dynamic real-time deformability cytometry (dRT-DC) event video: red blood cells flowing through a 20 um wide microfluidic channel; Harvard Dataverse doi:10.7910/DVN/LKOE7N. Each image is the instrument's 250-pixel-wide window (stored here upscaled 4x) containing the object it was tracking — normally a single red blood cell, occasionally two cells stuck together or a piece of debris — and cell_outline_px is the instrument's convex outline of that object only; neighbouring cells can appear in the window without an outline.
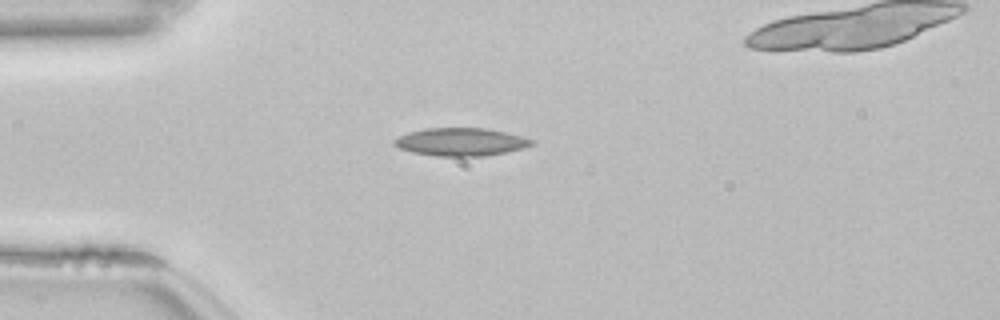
{"species": "common noctule bat (a hibernating species)", "species_latin": "Nyctalus noctula", "temperature_condition": "room temperature", "stored_images_in_passage": 37, "camera_frame_rate_fps": 3000, "um_per_image_px": 0.085, "animal": {"sex": "female", "body_mass_g": 22.7, "forearm_length_mm": 54.2}, "frame": {"image": 1, "passage_image": 1, "time_ms": 0.0, "image_size_px": [1000, 320], "cell_outline_px": [[536, 144], [524, 148], [484, 156], [436, 156], [412, 152], [400, 148], [392, 144], [392, 140], [408, 132], [424, 128], [488, 128], [536, 140]], "centroid_in_image_um": [39.17, 12.06], "position_along_channel_um": 45.8, "area_um2": 22.43}}
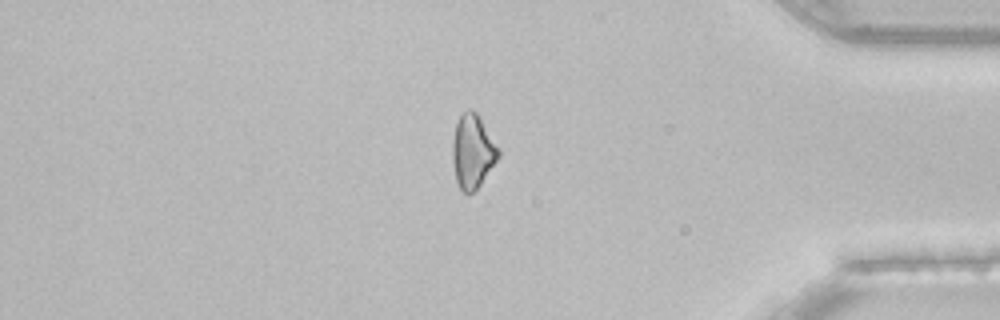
{"frame": {"image": 2, "passage_image": 32, "time_ms": 10.333, "image_size_px": [1000, 320], "cell_outline_px": [[500, 156], [480, 184], [468, 196], [460, 188], [456, 180], [452, 160], [452, 140], [456, 124], [460, 116], [468, 108], [472, 108], [476, 112], [500, 152]], "centroid_in_image_um": [40.14, 12.88], "position_along_channel_um": 395.1, "area_um2": 19.42}}